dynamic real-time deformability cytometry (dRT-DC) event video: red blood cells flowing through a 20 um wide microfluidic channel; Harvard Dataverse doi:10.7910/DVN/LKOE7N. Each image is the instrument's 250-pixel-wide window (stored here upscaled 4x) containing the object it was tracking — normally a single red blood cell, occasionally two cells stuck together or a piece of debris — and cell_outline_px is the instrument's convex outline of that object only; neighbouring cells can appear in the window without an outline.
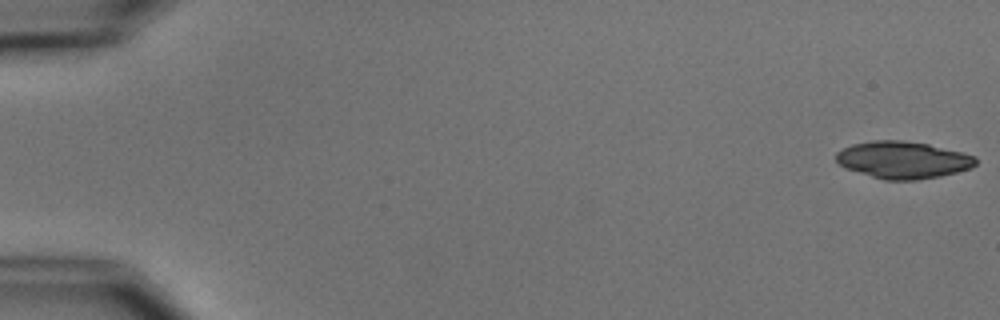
{"species": "common noctule bat (a hibernating species)", "species_latin": "Nyctalus noctula", "temperature_condition": "cold", "stored_images_in_passage": 9, "camera_frame_rate_fps": 3000, "um_per_image_px": 0.085, "animal": {"sex": "male", "body_mass_g": 15.6}, "frame": {"image": 1, "passage_image": 1, "time_ms": 0.0, "image_size_px": [1000, 320], "cell_outline_px": [[976, 164], [972, 168], [940, 176], [916, 180], [884, 180], [848, 168], [840, 164], [836, 160], [836, 152], [852, 144], [872, 140], [900, 140], [928, 144], [976, 156]], "centroid_in_image_um": [76.77, 13.59], "position_along_channel_um": 8.2, "area_um2": 29.88}}